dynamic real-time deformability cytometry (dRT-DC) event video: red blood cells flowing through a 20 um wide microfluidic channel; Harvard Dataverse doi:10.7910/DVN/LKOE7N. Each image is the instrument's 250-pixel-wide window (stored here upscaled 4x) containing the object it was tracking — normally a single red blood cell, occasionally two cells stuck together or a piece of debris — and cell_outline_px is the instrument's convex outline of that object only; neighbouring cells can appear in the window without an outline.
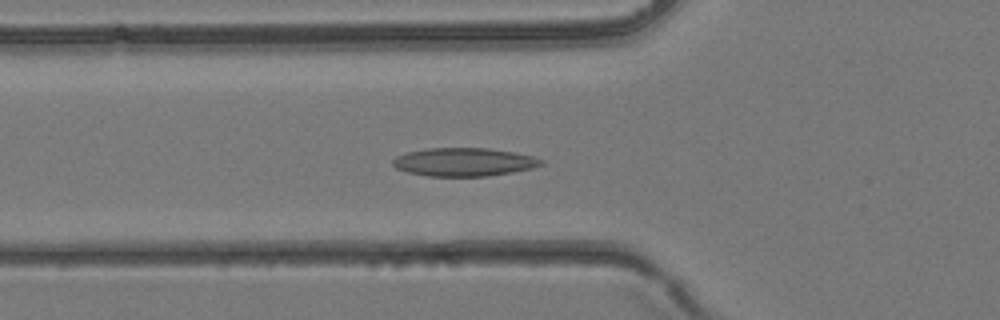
{"species": "common noctule bat (a hibernating species)", "species_latin": "Nyctalus noctula", "temperature_condition": "room temperature", "stored_images_in_passage": 38, "camera_frame_rate_fps": 3000, "um_per_image_px": 0.085, "animal": {"sex": "female", "body_mass_g": 24.6, "forearm_length_mm": 56.2}, "frame": {"image": 1, "passage_image": 14, "time_ms": 4.333, "image_size_px": [1000, 320], "cell_outline_px": [[544, 164], [532, 168], [512, 172], [488, 176], [428, 176], [408, 172], [396, 168], [392, 164], [392, 160], [396, 156], [408, 152], [428, 148], [488, 148], [512, 152], [532, 156], [544, 160]], "centroid_in_image_um": [39.43, 13.77], "position_along_channel_um": 86.4, "area_um2": 24.39}}
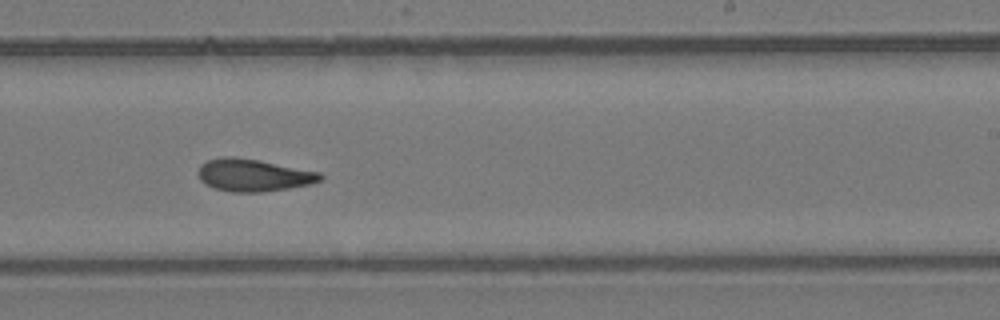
{"frame": {"image": 2, "passage_image": 24, "time_ms": 7.667, "image_size_px": [1000, 320], "cell_outline_px": [[324, 180], [312, 184], [288, 188], [260, 192], [232, 192], [216, 188], [204, 184], [200, 180], [196, 172], [200, 164], [208, 160], [220, 156], [236, 156], [260, 160], [320, 172], [324, 176]], "centroid_in_image_um": [21.53, 14.87], "position_along_channel_um": 267.5, "area_um2": 23.41}}
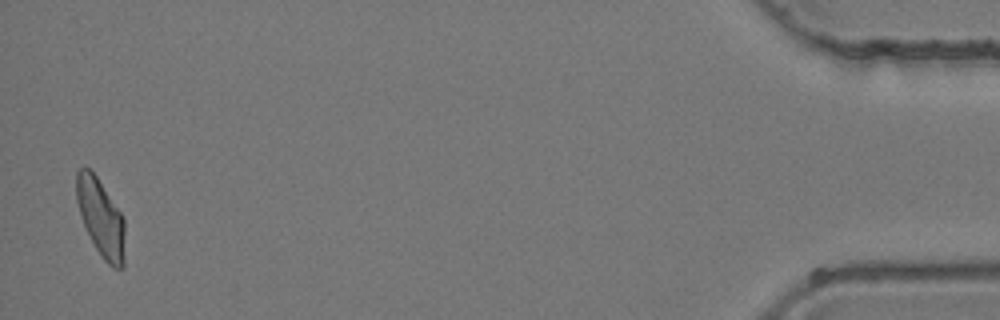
{"frame": {"image": 3, "passage_image": 38, "time_ms": 12.333, "image_size_px": [1000, 320], "cell_outline_px": [[124, 268], [112, 268], [100, 256], [84, 224], [76, 200], [76, 172], [80, 168], [88, 168], [96, 176], [124, 216]], "centroid_in_image_um": [8.59, 18.53], "position_along_channel_um": 426.6, "area_um2": 21.73}}